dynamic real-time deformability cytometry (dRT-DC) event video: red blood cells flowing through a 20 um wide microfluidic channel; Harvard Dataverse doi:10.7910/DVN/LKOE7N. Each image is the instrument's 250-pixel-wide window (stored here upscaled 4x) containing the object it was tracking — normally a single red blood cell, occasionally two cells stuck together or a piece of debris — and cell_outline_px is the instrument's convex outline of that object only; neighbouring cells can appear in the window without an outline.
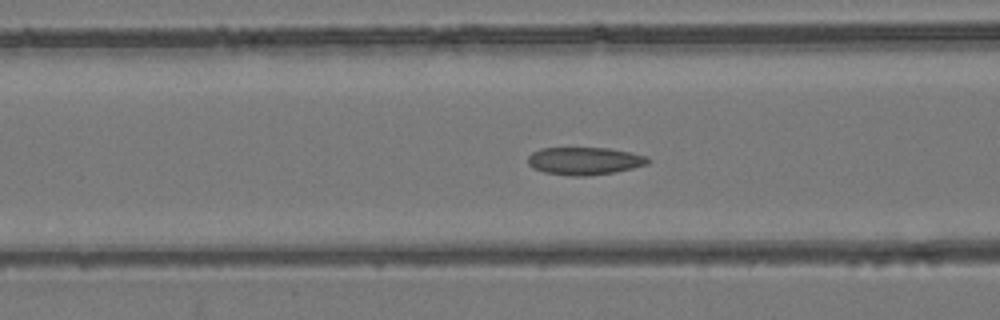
{"species": "common noctule bat (a hibernating species)", "species_latin": "Nyctalus noctula", "temperature_condition": "room temperature", "stored_images_in_passage": 43, "camera_frame_rate_fps": 3000, "um_per_image_px": 0.085, "animal": {"sex": "female", "body_mass_g": 24.6, "forearm_length_mm": 56.2}, "frame": {"image": 1, "passage_image": 11, "time_ms": 3.333, "image_size_px": [1000, 320], "cell_outline_px": [[652, 160], [648, 164], [616, 172], [588, 176], [568, 176], [544, 172], [532, 168], [528, 164], [528, 156], [532, 152], [540, 148], [608, 148], [632, 152], [648, 156]], "centroid_in_image_um": [49.7, 13.68], "position_along_channel_um": 116.9, "area_um2": 19.65}}
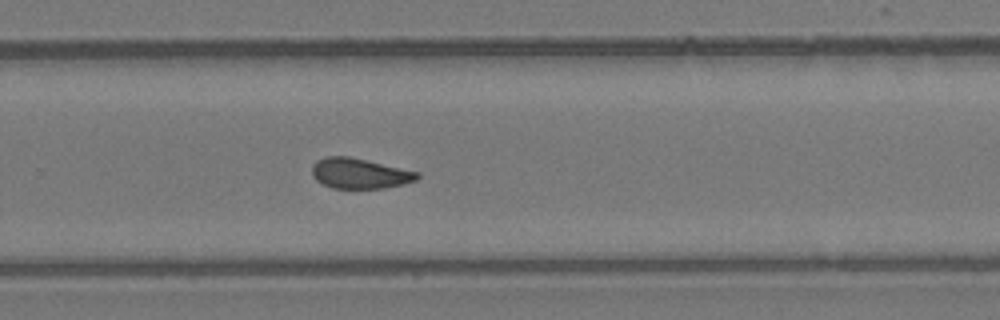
{"frame": {"image": 2, "passage_image": 25, "time_ms": 8.0, "image_size_px": [1000, 320], "cell_outline_px": [[420, 176], [416, 180], [404, 184], [384, 188], [332, 188], [316, 180], [312, 176], [312, 164], [316, 160], [324, 156], [348, 156], [368, 160], [420, 172]], "centroid_in_image_um": [30.56, 14.73], "position_along_channel_um": 299.2, "area_um2": 18.79}}
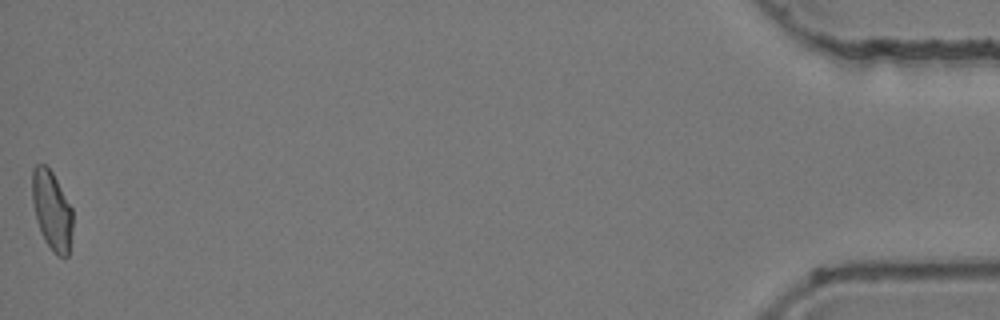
{"frame": {"image": 3, "passage_image": 43, "time_ms": 14.0, "image_size_px": [1000, 320], "cell_outline_px": [[72, 228], [68, 256], [64, 260], [56, 256], [44, 240], [40, 232], [36, 220], [32, 200], [32, 168], [36, 164], [44, 164], [52, 172], [72, 208]], "centroid_in_image_um": [4.4, 17.92], "position_along_channel_um": 430.8, "area_um2": 18.84}, "authors_computed_cell_mechanics": {"area_um2": 19.074, "velocity_mm_per_s": 3.9036, "shape_relaxation_time_tau1_ms": null, "shape_relaxation_time_tau2_ms": 2.4131, "deformation_change_tau1": null, "deformation_change_tau2": 0.0805}}